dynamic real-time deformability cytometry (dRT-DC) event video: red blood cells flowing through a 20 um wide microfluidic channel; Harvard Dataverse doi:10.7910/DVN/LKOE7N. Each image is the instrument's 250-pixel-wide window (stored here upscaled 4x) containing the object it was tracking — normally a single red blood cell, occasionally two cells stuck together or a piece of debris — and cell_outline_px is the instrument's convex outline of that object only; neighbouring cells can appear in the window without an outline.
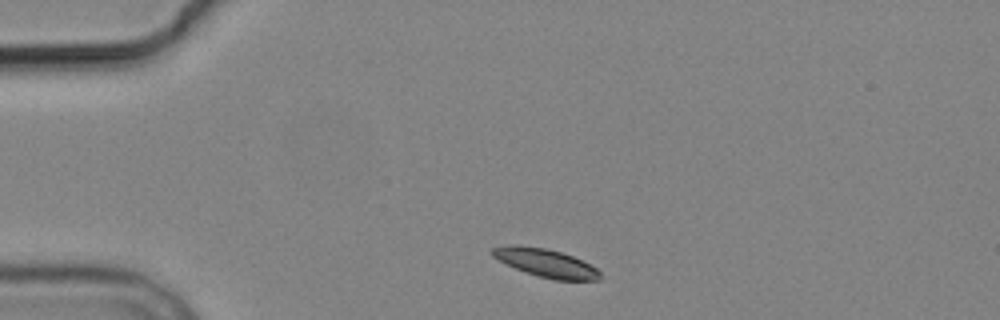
{"species": "common noctule bat (a hibernating species)", "species_latin": "Nyctalus noctula", "temperature_condition": "cold", "stored_images_in_passage": 2, "segment_of_instrument_passage": [2, 2], "camera_frame_rate_fps": 3000, "um_per_image_px": 0.085, "animal": {"sex": "male", "body_mass_g": 19.2, "forearm_length_mm": 51.8}, "frame": {"image": 1, "passage_image": 2, "time_ms": 2.0, "image_size_px": [1000, 320], "cell_outline_px": [[604, 276], [600, 280], [552, 280], [516, 268], [492, 256], [488, 252], [492, 248], [508, 244], [516, 244], [548, 248], [572, 256], [596, 268]], "centroid_in_image_um": [46.38, 22.33], "position_along_channel_um": 38.6, "area_um2": 17.69}}